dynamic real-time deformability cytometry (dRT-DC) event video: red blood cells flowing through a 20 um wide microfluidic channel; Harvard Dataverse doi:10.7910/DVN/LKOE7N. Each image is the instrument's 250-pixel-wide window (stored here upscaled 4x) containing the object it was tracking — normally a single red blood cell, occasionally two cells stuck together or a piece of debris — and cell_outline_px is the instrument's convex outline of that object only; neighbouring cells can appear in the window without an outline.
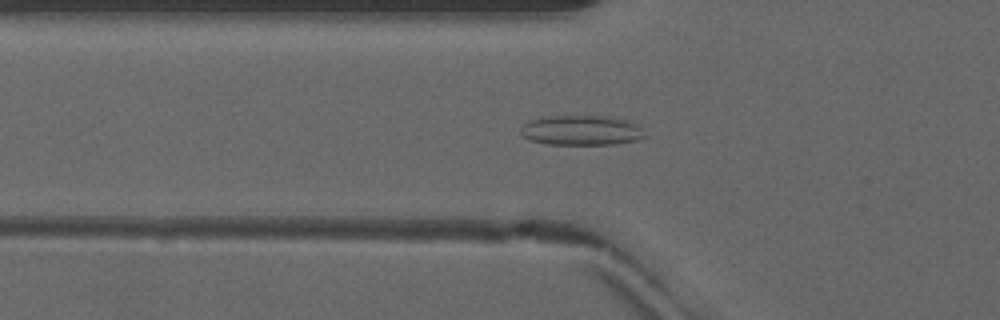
{"species": "common noctule bat (a hibernating species)", "species_latin": "Nyctalus noctula", "temperature_condition": "warm", "stored_images_in_passage": 52, "camera_frame_rate_fps": 3000, "um_per_image_px": 0.085, "animal": {"sex": "male", "forearm_length_mm": 52.5}, "frame": {"image": 1, "passage_image": 19, "time_ms": 6.0, "image_size_px": [1000, 320], "cell_outline_px": [[648, 136], [640, 140], [616, 144], [548, 144], [528, 140], [520, 132], [520, 128], [528, 120], [544, 116], [596, 116], [628, 120], [636, 124]], "centroid_in_image_um": [49.41, 11.08], "position_along_channel_um": 76.4, "area_um2": 21.73}}
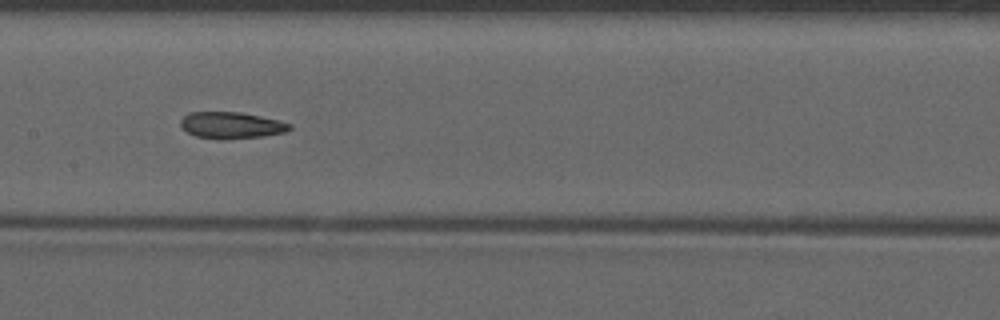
{"frame": {"image": 2, "passage_image": 27, "time_ms": 8.667, "image_size_px": [1000, 320], "cell_outline_px": [[292, 128], [284, 132], [264, 136], [228, 140], [216, 140], [196, 136], [188, 132], [180, 124], [180, 120], [188, 112], [240, 112], [280, 120], [292, 124]], "centroid_in_image_um": [19.67, 10.66], "position_along_channel_um": 187.7, "area_um2": 17.11}}
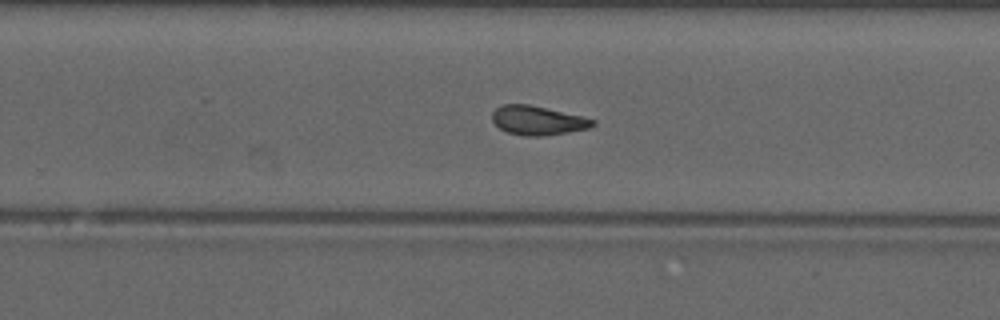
{"frame": {"image": 3, "passage_image": 34, "time_ms": 11.0, "image_size_px": [1000, 320], "cell_outline_px": [[596, 124], [592, 128], [568, 132], [540, 136], [524, 136], [508, 132], [500, 128], [492, 120], [492, 112], [496, 108], [504, 104], [528, 104], [580, 116], [596, 120]], "centroid_in_image_um": [45.71, 10.24], "position_along_channel_um": 284.1, "area_um2": 16.88}, "authors_computed_cell_mechanics": {"area_um2": 17.4556, "velocity_mm_per_s": 4.1425, "shape_relaxation_time_tau1_ms": null, "shape_relaxation_time_tau2_ms": 3.1329, "deformation_change_tau1": null, "deformation_change_tau2": 0.1002}}